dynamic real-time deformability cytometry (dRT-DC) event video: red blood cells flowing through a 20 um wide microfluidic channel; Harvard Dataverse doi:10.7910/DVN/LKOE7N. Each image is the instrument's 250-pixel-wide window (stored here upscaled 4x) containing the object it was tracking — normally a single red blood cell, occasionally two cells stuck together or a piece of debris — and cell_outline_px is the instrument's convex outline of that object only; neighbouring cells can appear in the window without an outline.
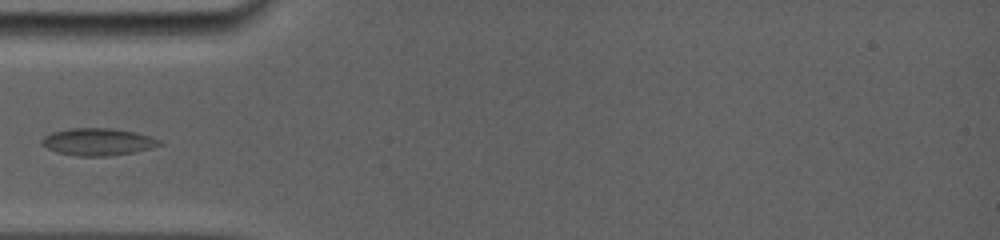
{"species": "common noctule bat (a hibernating species)", "species_latin": "Nyctalus noctula", "temperature_condition": "room temperature", "stored_images_in_passage": 18, "camera_frame_rate_fps": 5000, "um_per_image_px": 0.085, "animal": {"sex": "female", "body_mass_g": 19.0, "forearm_length_mm": 56.7}, "frame": {"image": 1, "passage_image": 6, "time_ms": 4.2, "image_size_px": [1000, 240], "cell_outline_px": [[164, 144], [132, 152], [108, 156], [80, 156], [56, 152], [40, 144], [40, 140], [44, 136], [52, 132], [68, 128], [112, 128], [136, 132], [160, 140]], "centroid_in_image_um": [8.27, 12.04], "position_along_channel_um": 76.7, "area_um2": 18.61}}
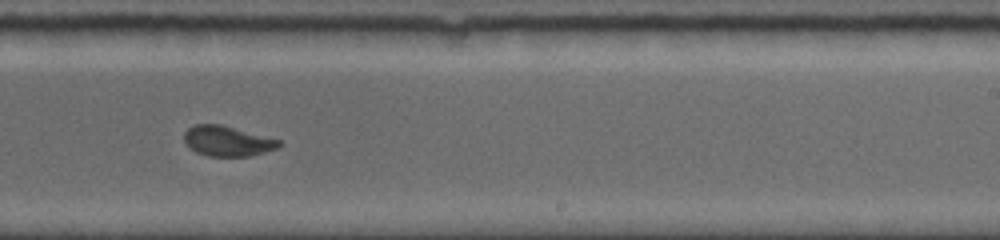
{"frame": {"image": 2, "passage_image": 12, "time_ms": 9.2, "image_size_px": [1000, 240], "cell_outline_px": [[284, 144], [276, 148], [252, 156], [208, 156], [196, 152], [184, 140], [184, 132], [188, 128], [196, 124], [220, 124], [280, 140]], "centroid_in_image_um": [19.34, 11.99], "position_along_channel_um": 269.7, "area_um2": 16.53}}
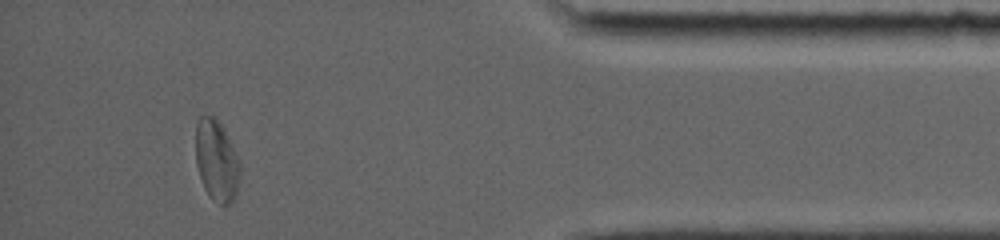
{"frame": {"image": 3, "passage_image": 17, "time_ms": 13.8, "image_size_px": [1000, 240], "cell_outline_px": [[240, 180], [236, 196], [232, 204], [220, 204], [212, 200], [208, 196], [204, 188], [196, 164], [196, 124], [200, 116], [216, 116], [240, 160]], "centroid_in_image_um": [18.42, 13.69], "position_along_channel_um": 416.8, "area_um2": 21.21}, "authors_computed_cell_mechanics": {"area_um2": 18.0336, "velocity_mm_per_s": 3.8602, "shape_relaxation_time_tau1_ms": 8.3354, "shape_relaxation_time_tau2_ms": 1.1969, "deformation_change_tau1": 0.1652, "deformation_change_tau2": 0.0475}}